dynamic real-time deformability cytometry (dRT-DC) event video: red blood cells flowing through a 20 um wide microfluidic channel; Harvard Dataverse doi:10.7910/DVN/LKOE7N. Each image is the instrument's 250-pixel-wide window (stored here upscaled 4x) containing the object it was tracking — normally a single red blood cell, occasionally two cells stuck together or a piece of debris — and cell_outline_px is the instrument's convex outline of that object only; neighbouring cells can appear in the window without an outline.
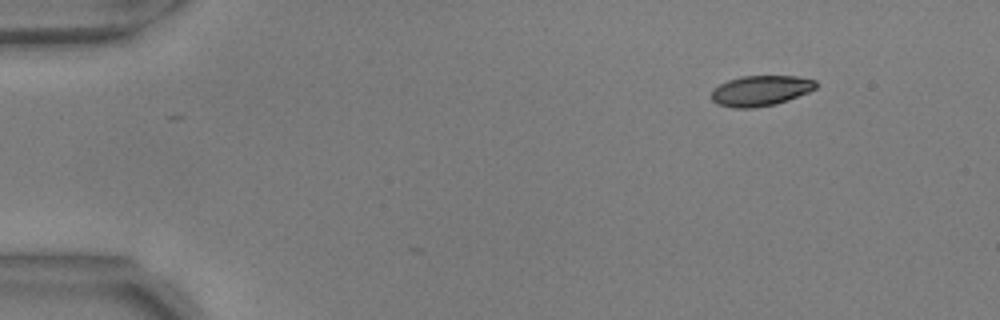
{"species": "common noctule bat (a hibernating species)", "species_latin": "Nyctalus noctula", "temperature_condition": "warm", "stored_images_in_passage": 3, "camera_frame_rate_fps": 3000, "um_per_image_px": 0.085, "animal": {"sex": "male", "body_mass_g": 17.9, "forearm_length_mm": 54.2}, "frame": {"image": 1, "passage_image": 3, "time_ms": 0.667, "image_size_px": [1000, 320], "cell_outline_px": [[816, 88], [808, 92], [788, 100], [776, 104], [752, 108], [732, 108], [716, 104], [712, 100], [712, 88], [728, 80], [740, 76], [796, 76], [816, 80]], "centroid_in_image_um": [64.62, 7.71], "position_along_channel_um": 20.4, "area_um2": 18.61}}